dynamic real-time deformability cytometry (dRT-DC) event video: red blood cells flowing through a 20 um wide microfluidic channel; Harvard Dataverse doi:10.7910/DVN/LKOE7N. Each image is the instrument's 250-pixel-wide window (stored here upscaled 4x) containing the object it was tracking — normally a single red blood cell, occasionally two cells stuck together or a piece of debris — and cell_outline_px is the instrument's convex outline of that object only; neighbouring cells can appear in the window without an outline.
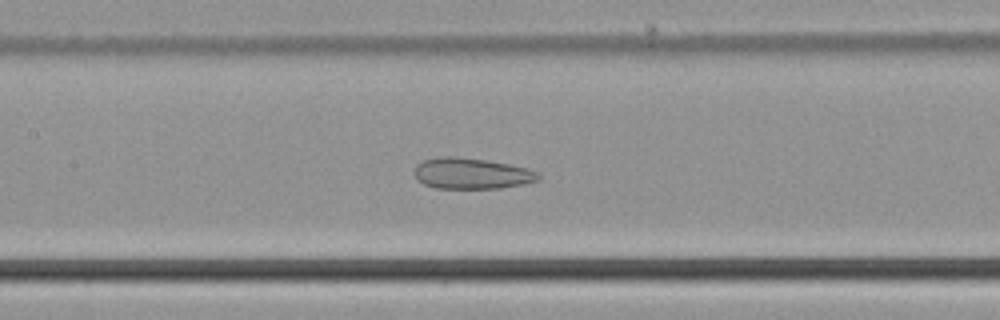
{"species": "common noctule bat (a hibernating species)", "species_latin": "Nyctalus noctula", "temperature_condition": "cold", "stored_images_in_passage": 56, "camera_frame_rate_fps": 3000, "um_per_image_px": 0.085, "animal": {"sex": "male", "body_mass_g": 21.5, "forearm_length_mm": 52.0}, "frame": {"image": 1, "passage_image": 27, "time_ms": 8.667, "image_size_px": [1000, 320], "cell_outline_px": [[540, 180], [524, 184], [500, 188], [436, 188], [424, 184], [416, 180], [412, 172], [416, 164], [424, 160], [444, 156], [452, 156], [484, 160], [508, 164], [528, 168], [536, 172], [540, 176]], "centroid_in_image_um": [40.04, 14.75], "position_along_channel_um": 167.4, "area_um2": 22.43}}
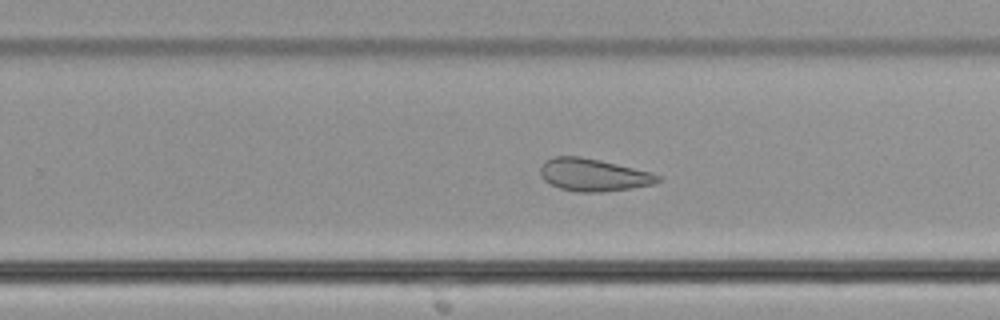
{"frame": {"image": 2, "passage_image": 36, "time_ms": 11.667, "image_size_px": [1000, 320], "cell_outline_px": [[660, 180], [656, 184], [604, 192], [576, 192], [560, 188], [544, 180], [540, 176], [540, 168], [544, 160], [552, 156], [580, 156], [600, 160], [652, 172], [660, 176]], "centroid_in_image_um": [50.42, 14.86], "position_along_channel_um": 279.4, "area_um2": 22.43}}
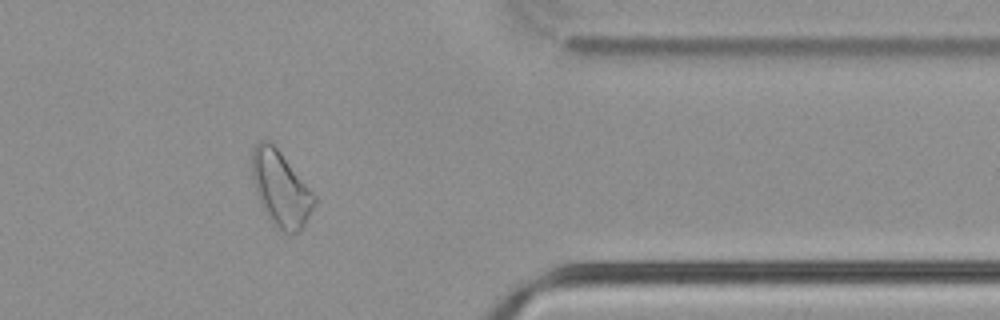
{"frame": {"image": 3, "passage_image": 46, "time_ms": 15.0, "image_size_px": [1000, 320], "cell_outline_px": [[316, 204], [304, 224], [296, 232], [280, 232], [268, 220], [256, 192], [252, 176], [252, 148], [260, 140], [268, 140], [280, 152], [316, 196]], "centroid_in_image_um": [23.85, 16.05], "position_along_channel_um": 387.6, "area_um2": 26.99}, "authors_computed_cell_mechanics": {"area_um2": 28.2064, "velocity_mm_per_s": 3.7424, "shape_relaxation_time_tau1_ms": null, "shape_relaxation_time_tau2_ms": 2.2332, "deformation_change_tau1": null, "deformation_change_tau2": 0.0989}}